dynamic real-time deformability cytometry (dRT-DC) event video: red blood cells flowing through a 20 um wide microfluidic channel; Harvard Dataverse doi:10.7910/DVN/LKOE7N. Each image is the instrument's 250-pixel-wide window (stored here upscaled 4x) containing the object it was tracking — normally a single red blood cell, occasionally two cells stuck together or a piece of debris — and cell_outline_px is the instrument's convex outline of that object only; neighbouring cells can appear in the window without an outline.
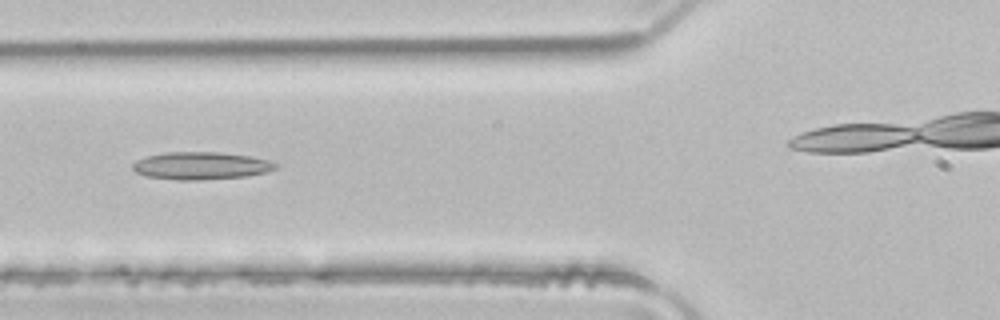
{"species": "common noctule bat (a hibernating species)", "species_latin": "Nyctalus noctula", "temperature_condition": "room temperature", "stored_images_in_passage": 5, "segment_of_instrument_passage": [1, 2], "camera_frame_rate_fps": 3000, "um_per_image_px": 0.085, "animal": {"sex": "male", "body_mass_g": 21.5, "forearm_length_mm": 52.0}, "frame": {"image": 1, "passage_image": 4, "time_ms": 1.0, "image_size_px": [1000, 320], "cell_outline_px": [[280, 164], [276, 168], [268, 172], [244, 176], [196, 180], [180, 180], [148, 176], [136, 172], [132, 168], [132, 164], [136, 160], [148, 156], [164, 152], [220, 152], [252, 156], [268, 160]], "centroid_in_image_um": [17.11, 14.07], "position_along_channel_um": 108.7, "area_um2": 22.89}}